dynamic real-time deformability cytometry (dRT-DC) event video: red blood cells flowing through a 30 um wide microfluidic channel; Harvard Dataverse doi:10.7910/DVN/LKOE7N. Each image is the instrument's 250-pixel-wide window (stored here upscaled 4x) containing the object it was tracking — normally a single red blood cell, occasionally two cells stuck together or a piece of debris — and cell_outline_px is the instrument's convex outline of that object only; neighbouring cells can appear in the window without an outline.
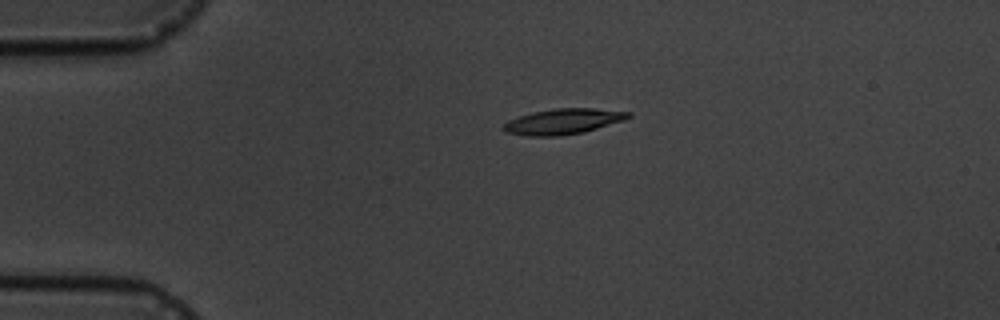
{"species": "common noctule bat (a hibernating species)", "species_latin": "Nyctalus noctula", "temperature_condition": "cold", "stored_images_in_passage": 5, "camera_frame_rate_fps": 3000, "um_per_image_px": 0.085, "animal": {"sex": "male", "body_mass_g": 19.5, "forearm_length_mm": 54.6}, "frame": {"image": 1, "passage_image": 4, "time_ms": 3.667, "image_size_px": [1000, 320], "cell_outline_px": [[632, 116], [624, 120], [584, 132], [560, 136], [528, 136], [504, 132], [504, 124], [508, 120], [532, 112], [556, 108], [596, 108], [632, 112]], "centroid_in_image_um": [47.89, 10.32], "position_along_channel_um": 37.1, "area_um2": 18.61}}